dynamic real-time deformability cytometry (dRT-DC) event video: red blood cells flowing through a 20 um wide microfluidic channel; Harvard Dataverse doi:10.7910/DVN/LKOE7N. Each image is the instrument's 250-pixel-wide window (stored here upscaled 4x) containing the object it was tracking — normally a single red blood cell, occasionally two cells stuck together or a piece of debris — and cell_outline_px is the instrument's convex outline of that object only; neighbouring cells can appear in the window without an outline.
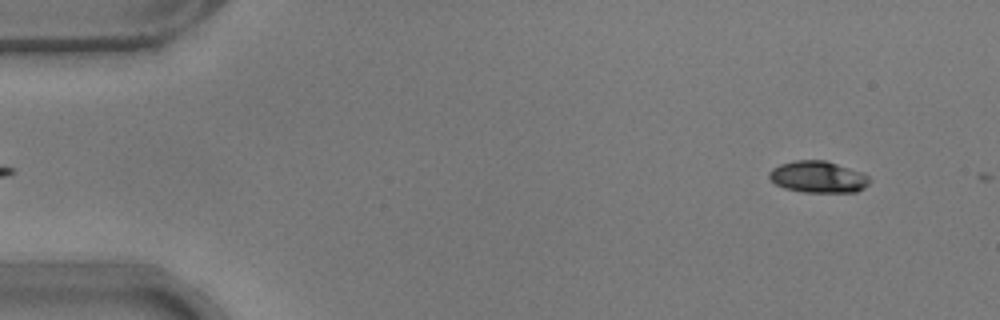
{"species": "common noctule bat (a hibernating species)", "species_latin": "Nyctalus noctula", "temperature_condition": "warm", "stored_images_in_passage": 3, "camera_frame_rate_fps": 3000, "um_per_image_px": 0.085, "animal": {"sex": "male", "body_mass_g": 17.9}, "frame": {"image": 1, "passage_image": 2, "time_ms": 0.333, "image_size_px": [1000, 320], "cell_outline_px": [[872, 180], [864, 188], [856, 192], [804, 192], [784, 188], [776, 184], [768, 176], [768, 172], [772, 168], [780, 164], [796, 160], [824, 160], [864, 172]], "centroid_in_image_um": [69.56, 15.04], "position_along_channel_um": 15.4, "area_um2": 18.61}}